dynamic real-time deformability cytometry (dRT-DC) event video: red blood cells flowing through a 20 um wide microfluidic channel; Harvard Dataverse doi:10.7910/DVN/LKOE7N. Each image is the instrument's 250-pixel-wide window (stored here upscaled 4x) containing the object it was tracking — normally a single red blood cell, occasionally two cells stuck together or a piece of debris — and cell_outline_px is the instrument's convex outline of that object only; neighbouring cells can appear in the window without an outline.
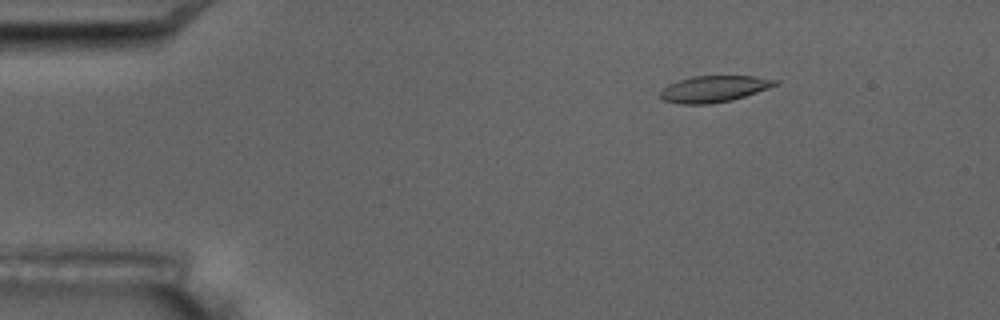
{"species": "common noctule bat (a hibernating species)", "species_latin": "Nyctalus noctula", "temperature_condition": "room temperature", "stored_images_in_passage": 7, "camera_frame_rate_fps": 3000, "um_per_image_px": 0.085, "animal": {"sex": "male", "body_mass_g": 17.5, "forearm_length_mm": 52.3}, "frame": {"image": 1, "passage_image": 3, "time_ms": 2.333, "image_size_px": [1000, 320], "cell_outline_px": [[780, 80], [776, 84], [768, 88], [732, 100], [712, 104], [680, 104], [660, 100], [660, 92], [668, 84], [692, 76], [756, 76]], "centroid_in_image_um": [60.66, 7.56], "position_along_channel_um": 24.3, "area_um2": 17.69}}